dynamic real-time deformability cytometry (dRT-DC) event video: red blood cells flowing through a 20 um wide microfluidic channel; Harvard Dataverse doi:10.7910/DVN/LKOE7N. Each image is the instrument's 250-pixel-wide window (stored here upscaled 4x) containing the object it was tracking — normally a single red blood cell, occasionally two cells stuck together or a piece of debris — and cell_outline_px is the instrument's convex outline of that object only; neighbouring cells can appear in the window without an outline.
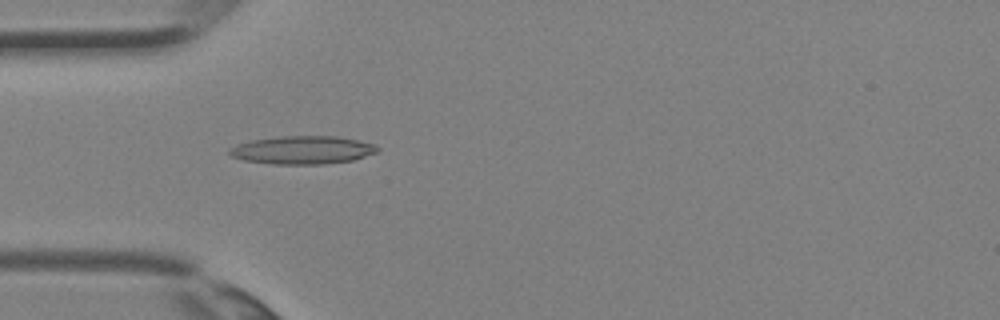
{"species": "Egyptian fruit bat (a non-hibernating species)", "species_latin": "Rousettus aegyptiacus", "temperature_condition": "room temperature", "stored_images_in_passage": 1, "camera_frame_rate_fps": 3000, "um_per_image_px": 0.085, "animal": {"sex": "female"}, "frame": {"image": 1, "passage_image": 1, "time_ms": 0.0, "image_size_px": [1000, 320], "cell_outline_px": [[380, 148], [376, 152], [352, 160], [324, 164], [272, 164], [244, 160], [232, 156], [228, 152], [228, 148], [236, 144], [252, 140], [276, 136], [336, 136], [376, 144]], "centroid_in_image_um": [25.68, 12.74], "position_along_channel_um": 59.3, "area_um2": 24.28}}